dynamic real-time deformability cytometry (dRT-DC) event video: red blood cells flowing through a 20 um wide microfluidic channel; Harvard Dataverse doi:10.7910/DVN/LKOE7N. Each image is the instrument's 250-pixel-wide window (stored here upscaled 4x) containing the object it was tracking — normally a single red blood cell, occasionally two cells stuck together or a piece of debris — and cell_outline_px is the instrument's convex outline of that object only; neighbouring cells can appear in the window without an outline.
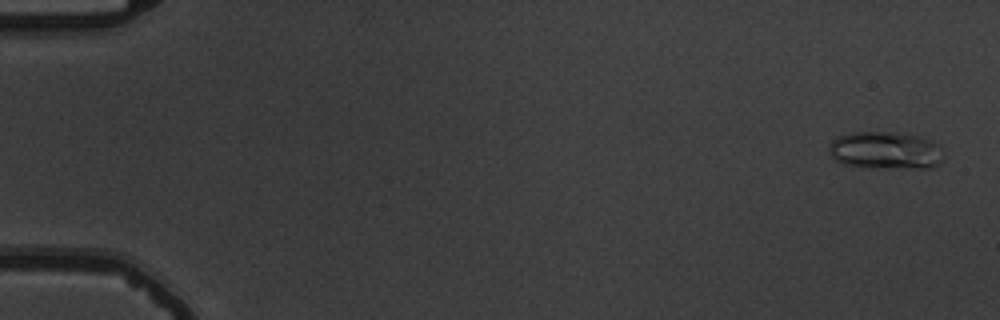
{"species": "common noctule bat (a hibernating species)", "species_latin": "Nyctalus noctula", "temperature_condition": "warm", "stored_images_in_passage": 56, "camera_frame_rate_fps": 3000, "um_per_image_px": 0.085, "animal": {"sex": "male", "body_mass_g": 19.5, "forearm_length_mm": 54.6}, "frame": {"image": 1, "passage_image": 2, "time_ms": 0.333, "image_size_px": [1000, 320], "cell_outline_px": [[940, 160], [932, 168], [904, 168], [844, 164], [836, 160], [828, 152], [828, 144], [832, 140], [840, 136], [852, 132], [892, 132], [920, 136], [932, 140], [940, 144]], "centroid_in_image_um": [75.25, 12.76], "position_along_channel_um": 9.7, "area_um2": 24.68}}
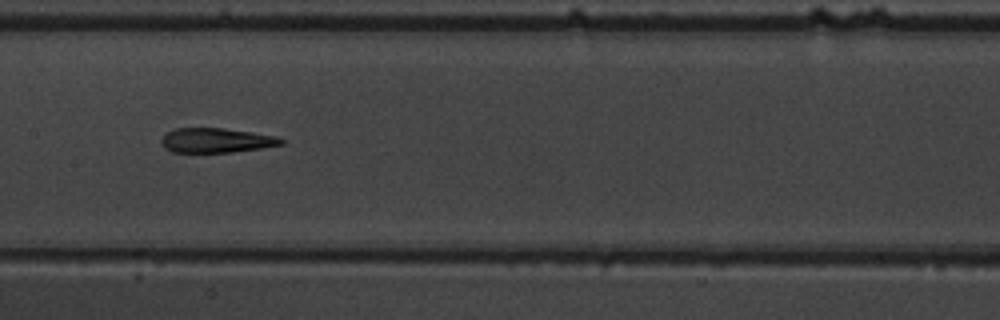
{"frame": {"image": 2, "passage_image": 29, "time_ms": 9.333, "image_size_px": [1000, 320], "cell_outline_px": [[284, 144], [260, 148], [232, 152], [172, 152], [164, 148], [160, 140], [168, 132], [176, 128], [224, 128], [252, 132], [276, 136], [284, 140]], "centroid_in_image_um": [18.38, 11.93], "position_along_channel_um": 189.0, "area_um2": 17.11}}
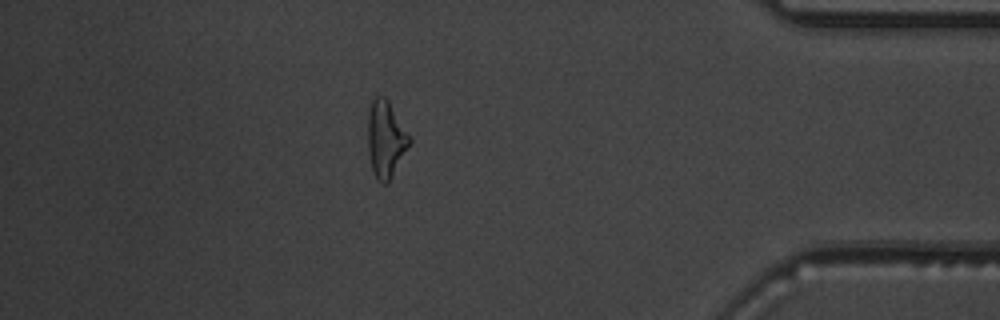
{"frame": {"image": 3, "passage_image": 49, "time_ms": 16.0, "image_size_px": [1000, 320], "cell_outline_px": [[412, 140], [388, 184], [380, 184], [376, 180], [372, 172], [368, 148], [368, 112], [372, 100], [376, 96], [384, 96], [388, 100]], "centroid_in_image_um": [32.77, 11.87], "position_along_channel_um": 402.4, "area_um2": 18.61}, "authors_computed_cell_mechanics": {"area_um2": 18.2937, "velocity_mm_per_s": 3.7207, "shape_relaxation_time_tau1_ms": 3.8063, "shape_relaxation_time_tau2_ms": 2.6338, "deformation_change_tau1": 0.1795, "deformation_change_tau2": 0.1386}}